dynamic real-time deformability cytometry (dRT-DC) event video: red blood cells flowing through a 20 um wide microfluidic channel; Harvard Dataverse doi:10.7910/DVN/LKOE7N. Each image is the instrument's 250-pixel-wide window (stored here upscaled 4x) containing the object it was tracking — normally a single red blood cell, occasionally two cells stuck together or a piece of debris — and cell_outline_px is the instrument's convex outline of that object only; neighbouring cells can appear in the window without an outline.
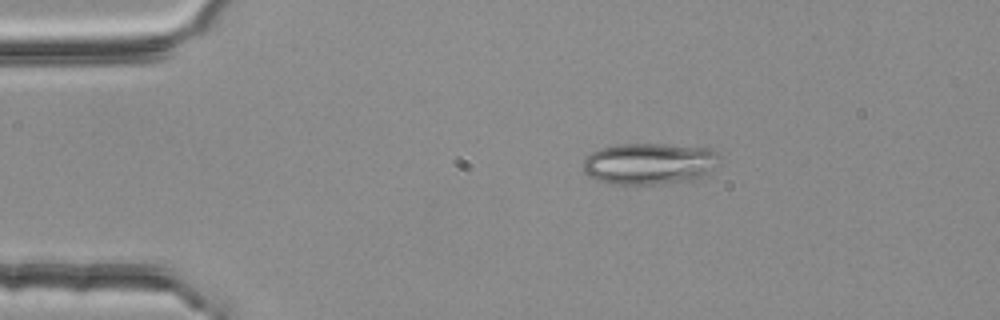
{"species": "common noctule bat (a hibernating species)", "species_latin": "Nyctalus noctula", "temperature_condition": "room temperature", "stored_images_in_passage": 2, "camera_frame_rate_fps": 3000, "um_per_image_px": 0.085, "animal": {"sex": "female", "body_mass_g": 25.1}, "frame": {"image": 1, "passage_image": 1, "time_ms": 0.0, "image_size_px": [1000, 320], "cell_outline_px": [[720, 156], [708, 172], [704, 176], [692, 180], [660, 184], [608, 184], [596, 180], [584, 168], [584, 160], [592, 152], [600, 148], [616, 144], [664, 144], [712, 148], [720, 152]], "centroid_in_image_um": [55.22, 13.9], "position_along_channel_um": 29.8, "area_um2": 32.95}}